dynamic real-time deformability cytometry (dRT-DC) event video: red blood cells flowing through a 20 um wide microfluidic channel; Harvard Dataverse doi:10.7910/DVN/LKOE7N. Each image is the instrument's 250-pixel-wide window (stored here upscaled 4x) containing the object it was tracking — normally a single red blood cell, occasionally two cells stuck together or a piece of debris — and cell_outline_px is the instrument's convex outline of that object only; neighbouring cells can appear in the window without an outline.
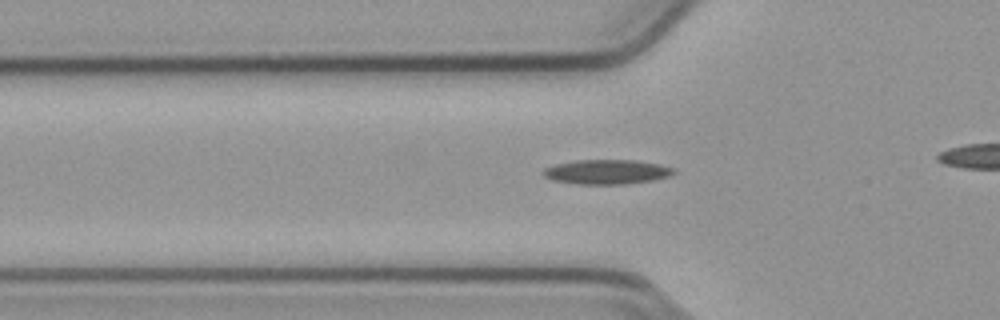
{"species": "common noctule bat (a hibernating species)", "species_latin": "Nyctalus noctula", "temperature_condition": "cold", "stored_images_in_passage": 21, "camera_frame_rate_fps": 3000, "um_per_image_px": 0.085, "animal": {"sex": "male", "body_mass_g": 23.1, "forearm_length_mm": 52.7}, "frame": {"image": 1, "passage_image": 18, "time_ms": 5.667, "image_size_px": [1000, 320], "cell_outline_px": [[676, 172], [668, 176], [652, 180], [624, 184], [576, 184], [552, 180], [544, 176], [544, 168], [556, 164], [576, 160], [636, 160], [660, 164], [676, 168]], "centroid_in_image_um": [51.6, 14.6], "position_along_channel_um": 74.2, "area_um2": 18.67}}